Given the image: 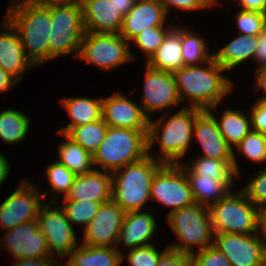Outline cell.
Segmentation results:
<instances>
[{"label":"cell","mask_w":266,"mask_h":266,"mask_svg":"<svg viewBox=\"0 0 266 266\" xmlns=\"http://www.w3.org/2000/svg\"><path fill=\"white\" fill-rule=\"evenodd\" d=\"M206 66H183L171 74L181 101L189 97L190 107L213 111L223 96L231 92L233 83L222 75L225 70L213 57L207 61Z\"/></svg>","instance_id":"1"},{"label":"cell","mask_w":266,"mask_h":266,"mask_svg":"<svg viewBox=\"0 0 266 266\" xmlns=\"http://www.w3.org/2000/svg\"><path fill=\"white\" fill-rule=\"evenodd\" d=\"M8 21L17 30L24 51L33 64L40 65L49 60L50 10L46 6L26 0L11 3Z\"/></svg>","instance_id":"2"},{"label":"cell","mask_w":266,"mask_h":266,"mask_svg":"<svg viewBox=\"0 0 266 266\" xmlns=\"http://www.w3.org/2000/svg\"><path fill=\"white\" fill-rule=\"evenodd\" d=\"M163 165L148 152L143 159L113 171L111 199L125 212L142 210L144 203L151 199L152 180Z\"/></svg>","instance_id":"3"},{"label":"cell","mask_w":266,"mask_h":266,"mask_svg":"<svg viewBox=\"0 0 266 266\" xmlns=\"http://www.w3.org/2000/svg\"><path fill=\"white\" fill-rule=\"evenodd\" d=\"M203 110L195 107H185L172 116L166 124L163 125L165 117L156 122L149 119L148 126V152L156 140H160V152L163 157L159 160L164 164H180L179 159L183 158L189 148L190 141L193 138V127L196 117ZM162 134H158L160 129Z\"/></svg>","instance_id":"4"},{"label":"cell","mask_w":266,"mask_h":266,"mask_svg":"<svg viewBox=\"0 0 266 266\" xmlns=\"http://www.w3.org/2000/svg\"><path fill=\"white\" fill-rule=\"evenodd\" d=\"M148 130L109 127L99 148L94 152L93 164L103 171L113 172L148 155Z\"/></svg>","instance_id":"5"},{"label":"cell","mask_w":266,"mask_h":266,"mask_svg":"<svg viewBox=\"0 0 266 266\" xmlns=\"http://www.w3.org/2000/svg\"><path fill=\"white\" fill-rule=\"evenodd\" d=\"M50 10L51 27L49 34V60L76 52L78 57L83 27L80 0L46 6Z\"/></svg>","instance_id":"6"},{"label":"cell","mask_w":266,"mask_h":266,"mask_svg":"<svg viewBox=\"0 0 266 266\" xmlns=\"http://www.w3.org/2000/svg\"><path fill=\"white\" fill-rule=\"evenodd\" d=\"M167 218L182 243L168 245V248L192 255L196 253L193 251V245L200 246L199 251L213 245V242H210L214 236L209 207L194 203L168 213Z\"/></svg>","instance_id":"7"},{"label":"cell","mask_w":266,"mask_h":266,"mask_svg":"<svg viewBox=\"0 0 266 266\" xmlns=\"http://www.w3.org/2000/svg\"><path fill=\"white\" fill-rule=\"evenodd\" d=\"M209 210L213 233L252 234L259 230V208L243 191H229Z\"/></svg>","instance_id":"8"},{"label":"cell","mask_w":266,"mask_h":266,"mask_svg":"<svg viewBox=\"0 0 266 266\" xmlns=\"http://www.w3.org/2000/svg\"><path fill=\"white\" fill-rule=\"evenodd\" d=\"M128 42L120 34L85 32L78 58L102 69H113L133 60Z\"/></svg>","instance_id":"9"},{"label":"cell","mask_w":266,"mask_h":266,"mask_svg":"<svg viewBox=\"0 0 266 266\" xmlns=\"http://www.w3.org/2000/svg\"><path fill=\"white\" fill-rule=\"evenodd\" d=\"M150 198L172 207L169 213L195 203L189 180L179 164H164L156 172Z\"/></svg>","instance_id":"10"},{"label":"cell","mask_w":266,"mask_h":266,"mask_svg":"<svg viewBox=\"0 0 266 266\" xmlns=\"http://www.w3.org/2000/svg\"><path fill=\"white\" fill-rule=\"evenodd\" d=\"M213 245L231 266H266V249L254 234L214 233Z\"/></svg>","instance_id":"11"},{"label":"cell","mask_w":266,"mask_h":266,"mask_svg":"<svg viewBox=\"0 0 266 266\" xmlns=\"http://www.w3.org/2000/svg\"><path fill=\"white\" fill-rule=\"evenodd\" d=\"M23 183V184H22ZM19 188L0 205V228L11 230L21 223L36 220L40 211L41 196L39 188L22 180Z\"/></svg>","instance_id":"12"},{"label":"cell","mask_w":266,"mask_h":266,"mask_svg":"<svg viewBox=\"0 0 266 266\" xmlns=\"http://www.w3.org/2000/svg\"><path fill=\"white\" fill-rule=\"evenodd\" d=\"M37 221L39 230L46 237L50 254L53 255L56 251L59 256H68L77 247L73 226L61 206L51 208L49 204H43Z\"/></svg>","instance_id":"13"},{"label":"cell","mask_w":266,"mask_h":266,"mask_svg":"<svg viewBox=\"0 0 266 266\" xmlns=\"http://www.w3.org/2000/svg\"><path fill=\"white\" fill-rule=\"evenodd\" d=\"M126 212L112 199L99 206L97 214L84 230V243L92 247H114Z\"/></svg>","instance_id":"14"},{"label":"cell","mask_w":266,"mask_h":266,"mask_svg":"<svg viewBox=\"0 0 266 266\" xmlns=\"http://www.w3.org/2000/svg\"><path fill=\"white\" fill-rule=\"evenodd\" d=\"M4 235L5 246L15 259L52 256L37 219L21 223Z\"/></svg>","instance_id":"15"},{"label":"cell","mask_w":266,"mask_h":266,"mask_svg":"<svg viewBox=\"0 0 266 266\" xmlns=\"http://www.w3.org/2000/svg\"><path fill=\"white\" fill-rule=\"evenodd\" d=\"M142 109L144 114L166 109L181 102L171 72L146 66Z\"/></svg>","instance_id":"16"},{"label":"cell","mask_w":266,"mask_h":266,"mask_svg":"<svg viewBox=\"0 0 266 266\" xmlns=\"http://www.w3.org/2000/svg\"><path fill=\"white\" fill-rule=\"evenodd\" d=\"M193 133L199 140L205 156L217 160H233V168L238 174V165L233 148L226 142L218 128L216 117L210 110H203L195 119Z\"/></svg>","instance_id":"17"},{"label":"cell","mask_w":266,"mask_h":266,"mask_svg":"<svg viewBox=\"0 0 266 266\" xmlns=\"http://www.w3.org/2000/svg\"><path fill=\"white\" fill-rule=\"evenodd\" d=\"M102 118L109 127L148 130L149 116L120 92L102 98Z\"/></svg>","instance_id":"18"},{"label":"cell","mask_w":266,"mask_h":266,"mask_svg":"<svg viewBox=\"0 0 266 266\" xmlns=\"http://www.w3.org/2000/svg\"><path fill=\"white\" fill-rule=\"evenodd\" d=\"M85 32L119 34L124 16L115 0H80Z\"/></svg>","instance_id":"19"},{"label":"cell","mask_w":266,"mask_h":266,"mask_svg":"<svg viewBox=\"0 0 266 266\" xmlns=\"http://www.w3.org/2000/svg\"><path fill=\"white\" fill-rule=\"evenodd\" d=\"M166 16L167 13L158 0H137L124 16L119 34L130 42L146 28L164 26Z\"/></svg>","instance_id":"20"},{"label":"cell","mask_w":266,"mask_h":266,"mask_svg":"<svg viewBox=\"0 0 266 266\" xmlns=\"http://www.w3.org/2000/svg\"><path fill=\"white\" fill-rule=\"evenodd\" d=\"M4 21L5 30L0 33V67L19 82L23 72L35 65L27 57L19 34L8 21L7 14Z\"/></svg>","instance_id":"21"},{"label":"cell","mask_w":266,"mask_h":266,"mask_svg":"<svg viewBox=\"0 0 266 266\" xmlns=\"http://www.w3.org/2000/svg\"><path fill=\"white\" fill-rule=\"evenodd\" d=\"M111 190V173L96 169L86 174L76 175L73 185L63 199L73 201L90 200L104 203L111 199Z\"/></svg>","instance_id":"22"},{"label":"cell","mask_w":266,"mask_h":266,"mask_svg":"<svg viewBox=\"0 0 266 266\" xmlns=\"http://www.w3.org/2000/svg\"><path fill=\"white\" fill-rule=\"evenodd\" d=\"M155 217L148 212L130 211L126 212L122 226L119 231L117 244L122 241L126 247L131 249L151 245L155 232Z\"/></svg>","instance_id":"23"},{"label":"cell","mask_w":266,"mask_h":266,"mask_svg":"<svg viewBox=\"0 0 266 266\" xmlns=\"http://www.w3.org/2000/svg\"><path fill=\"white\" fill-rule=\"evenodd\" d=\"M181 48V27H172L160 47L146 60V65L160 71L178 70L184 66Z\"/></svg>","instance_id":"24"},{"label":"cell","mask_w":266,"mask_h":266,"mask_svg":"<svg viewBox=\"0 0 266 266\" xmlns=\"http://www.w3.org/2000/svg\"><path fill=\"white\" fill-rule=\"evenodd\" d=\"M190 183L194 202L199 205L210 207L221 200L229 191L234 181H217L214 178L199 177L193 174L188 166L179 164ZM211 200L212 203H211Z\"/></svg>","instance_id":"25"},{"label":"cell","mask_w":266,"mask_h":266,"mask_svg":"<svg viewBox=\"0 0 266 266\" xmlns=\"http://www.w3.org/2000/svg\"><path fill=\"white\" fill-rule=\"evenodd\" d=\"M66 266H119L123 254L114 247H92L81 244L69 255Z\"/></svg>","instance_id":"26"},{"label":"cell","mask_w":266,"mask_h":266,"mask_svg":"<svg viewBox=\"0 0 266 266\" xmlns=\"http://www.w3.org/2000/svg\"><path fill=\"white\" fill-rule=\"evenodd\" d=\"M257 35L240 34L231 42L213 53V58L225 71L243 63L248 58H254L257 49Z\"/></svg>","instance_id":"27"},{"label":"cell","mask_w":266,"mask_h":266,"mask_svg":"<svg viewBox=\"0 0 266 266\" xmlns=\"http://www.w3.org/2000/svg\"><path fill=\"white\" fill-rule=\"evenodd\" d=\"M61 102L73 121L66 127L60 128L59 132L62 135L67 134L73 127L102 119V98L95 100L86 97L66 98Z\"/></svg>","instance_id":"28"},{"label":"cell","mask_w":266,"mask_h":266,"mask_svg":"<svg viewBox=\"0 0 266 266\" xmlns=\"http://www.w3.org/2000/svg\"><path fill=\"white\" fill-rule=\"evenodd\" d=\"M66 141L59 144L58 163L64 165L75 175H82L94 170L93 156L84 150L79 144L75 143L66 134ZM93 168V169H92Z\"/></svg>","instance_id":"29"},{"label":"cell","mask_w":266,"mask_h":266,"mask_svg":"<svg viewBox=\"0 0 266 266\" xmlns=\"http://www.w3.org/2000/svg\"><path fill=\"white\" fill-rule=\"evenodd\" d=\"M218 128L226 142L232 147L252 130L251 118L238 110H225L220 121L216 119Z\"/></svg>","instance_id":"30"},{"label":"cell","mask_w":266,"mask_h":266,"mask_svg":"<svg viewBox=\"0 0 266 266\" xmlns=\"http://www.w3.org/2000/svg\"><path fill=\"white\" fill-rule=\"evenodd\" d=\"M108 125L103 118L81 126L73 127L66 135L92 155L103 142Z\"/></svg>","instance_id":"31"},{"label":"cell","mask_w":266,"mask_h":266,"mask_svg":"<svg viewBox=\"0 0 266 266\" xmlns=\"http://www.w3.org/2000/svg\"><path fill=\"white\" fill-rule=\"evenodd\" d=\"M188 170L196 176L214 178L217 181H234V176H237L233 160H217L205 156L194 159L192 167H188Z\"/></svg>","instance_id":"32"},{"label":"cell","mask_w":266,"mask_h":266,"mask_svg":"<svg viewBox=\"0 0 266 266\" xmlns=\"http://www.w3.org/2000/svg\"><path fill=\"white\" fill-rule=\"evenodd\" d=\"M29 117L24 113L8 109L0 113V137L8 143H18L26 137Z\"/></svg>","instance_id":"33"},{"label":"cell","mask_w":266,"mask_h":266,"mask_svg":"<svg viewBox=\"0 0 266 266\" xmlns=\"http://www.w3.org/2000/svg\"><path fill=\"white\" fill-rule=\"evenodd\" d=\"M197 36V34L194 35L181 28V54L184 66L206 64L213 57V54L208 51L204 39Z\"/></svg>","instance_id":"34"},{"label":"cell","mask_w":266,"mask_h":266,"mask_svg":"<svg viewBox=\"0 0 266 266\" xmlns=\"http://www.w3.org/2000/svg\"><path fill=\"white\" fill-rule=\"evenodd\" d=\"M65 205L61 208L64 210L66 218L71 224H83L84 228L92 221L97 214L101 202L90 200H63Z\"/></svg>","instance_id":"35"},{"label":"cell","mask_w":266,"mask_h":266,"mask_svg":"<svg viewBox=\"0 0 266 266\" xmlns=\"http://www.w3.org/2000/svg\"><path fill=\"white\" fill-rule=\"evenodd\" d=\"M235 147L252 161H266V134L251 130Z\"/></svg>","instance_id":"36"},{"label":"cell","mask_w":266,"mask_h":266,"mask_svg":"<svg viewBox=\"0 0 266 266\" xmlns=\"http://www.w3.org/2000/svg\"><path fill=\"white\" fill-rule=\"evenodd\" d=\"M46 168L45 171L52 188V194L58 197L60 196L58 193H63L62 195L65 197L73 185L76 175L57 161L53 162Z\"/></svg>","instance_id":"37"},{"label":"cell","mask_w":266,"mask_h":266,"mask_svg":"<svg viewBox=\"0 0 266 266\" xmlns=\"http://www.w3.org/2000/svg\"><path fill=\"white\" fill-rule=\"evenodd\" d=\"M171 29L172 28L169 27L166 29L164 26L146 28L132 39L133 44L136 43L135 45H137L140 50L144 53L146 52V60H148L163 43L167 33Z\"/></svg>","instance_id":"38"},{"label":"cell","mask_w":266,"mask_h":266,"mask_svg":"<svg viewBox=\"0 0 266 266\" xmlns=\"http://www.w3.org/2000/svg\"><path fill=\"white\" fill-rule=\"evenodd\" d=\"M239 34L258 35L266 27V14L240 10L236 16Z\"/></svg>","instance_id":"39"},{"label":"cell","mask_w":266,"mask_h":266,"mask_svg":"<svg viewBox=\"0 0 266 266\" xmlns=\"http://www.w3.org/2000/svg\"><path fill=\"white\" fill-rule=\"evenodd\" d=\"M167 249L168 247L162 253H159L152 244L137 247L129 250L127 259L130 266H157L160 256Z\"/></svg>","instance_id":"40"},{"label":"cell","mask_w":266,"mask_h":266,"mask_svg":"<svg viewBox=\"0 0 266 266\" xmlns=\"http://www.w3.org/2000/svg\"><path fill=\"white\" fill-rule=\"evenodd\" d=\"M242 191L258 208L266 206V168L259 171Z\"/></svg>","instance_id":"41"},{"label":"cell","mask_w":266,"mask_h":266,"mask_svg":"<svg viewBox=\"0 0 266 266\" xmlns=\"http://www.w3.org/2000/svg\"><path fill=\"white\" fill-rule=\"evenodd\" d=\"M192 266H231L227 258L214 246L192 254Z\"/></svg>","instance_id":"42"},{"label":"cell","mask_w":266,"mask_h":266,"mask_svg":"<svg viewBox=\"0 0 266 266\" xmlns=\"http://www.w3.org/2000/svg\"><path fill=\"white\" fill-rule=\"evenodd\" d=\"M164 7L165 12L168 14L172 7L193 11L196 9H202L205 7H210L212 4L216 3L215 0H158Z\"/></svg>","instance_id":"43"},{"label":"cell","mask_w":266,"mask_h":266,"mask_svg":"<svg viewBox=\"0 0 266 266\" xmlns=\"http://www.w3.org/2000/svg\"><path fill=\"white\" fill-rule=\"evenodd\" d=\"M157 266H192V255L168 248L160 256Z\"/></svg>","instance_id":"44"},{"label":"cell","mask_w":266,"mask_h":266,"mask_svg":"<svg viewBox=\"0 0 266 266\" xmlns=\"http://www.w3.org/2000/svg\"><path fill=\"white\" fill-rule=\"evenodd\" d=\"M250 118L252 130L266 134V100H259L253 106Z\"/></svg>","instance_id":"45"},{"label":"cell","mask_w":266,"mask_h":266,"mask_svg":"<svg viewBox=\"0 0 266 266\" xmlns=\"http://www.w3.org/2000/svg\"><path fill=\"white\" fill-rule=\"evenodd\" d=\"M52 257H35L15 259L16 263L12 266H58L57 258ZM53 259V260H52ZM61 266V265H59Z\"/></svg>","instance_id":"46"},{"label":"cell","mask_w":266,"mask_h":266,"mask_svg":"<svg viewBox=\"0 0 266 266\" xmlns=\"http://www.w3.org/2000/svg\"><path fill=\"white\" fill-rule=\"evenodd\" d=\"M257 49L253 60L260 63L258 69L266 67V27L257 35Z\"/></svg>","instance_id":"47"},{"label":"cell","mask_w":266,"mask_h":266,"mask_svg":"<svg viewBox=\"0 0 266 266\" xmlns=\"http://www.w3.org/2000/svg\"><path fill=\"white\" fill-rule=\"evenodd\" d=\"M242 10L257 11L266 14V0H238Z\"/></svg>","instance_id":"48"},{"label":"cell","mask_w":266,"mask_h":266,"mask_svg":"<svg viewBox=\"0 0 266 266\" xmlns=\"http://www.w3.org/2000/svg\"><path fill=\"white\" fill-rule=\"evenodd\" d=\"M16 83H18V81L0 67V93L10 89Z\"/></svg>","instance_id":"49"},{"label":"cell","mask_w":266,"mask_h":266,"mask_svg":"<svg viewBox=\"0 0 266 266\" xmlns=\"http://www.w3.org/2000/svg\"><path fill=\"white\" fill-rule=\"evenodd\" d=\"M258 232H261L260 238L264 243L266 249V206L259 208V223H258Z\"/></svg>","instance_id":"50"},{"label":"cell","mask_w":266,"mask_h":266,"mask_svg":"<svg viewBox=\"0 0 266 266\" xmlns=\"http://www.w3.org/2000/svg\"><path fill=\"white\" fill-rule=\"evenodd\" d=\"M255 76L257 79L256 88L262 89L264 90V93H266V67L257 69ZM261 100H266V96H264V98H261Z\"/></svg>","instance_id":"51"},{"label":"cell","mask_w":266,"mask_h":266,"mask_svg":"<svg viewBox=\"0 0 266 266\" xmlns=\"http://www.w3.org/2000/svg\"><path fill=\"white\" fill-rule=\"evenodd\" d=\"M137 0H115L119 12L125 16L135 5Z\"/></svg>","instance_id":"52"},{"label":"cell","mask_w":266,"mask_h":266,"mask_svg":"<svg viewBox=\"0 0 266 266\" xmlns=\"http://www.w3.org/2000/svg\"><path fill=\"white\" fill-rule=\"evenodd\" d=\"M9 171L10 165L8 163V160L4 155L0 153V184H2L6 180Z\"/></svg>","instance_id":"53"},{"label":"cell","mask_w":266,"mask_h":266,"mask_svg":"<svg viewBox=\"0 0 266 266\" xmlns=\"http://www.w3.org/2000/svg\"><path fill=\"white\" fill-rule=\"evenodd\" d=\"M26 1L39 6H47L51 4L65 3L71 0H26Z\"/></svg>","instance_id":"54"}]
</instances>
